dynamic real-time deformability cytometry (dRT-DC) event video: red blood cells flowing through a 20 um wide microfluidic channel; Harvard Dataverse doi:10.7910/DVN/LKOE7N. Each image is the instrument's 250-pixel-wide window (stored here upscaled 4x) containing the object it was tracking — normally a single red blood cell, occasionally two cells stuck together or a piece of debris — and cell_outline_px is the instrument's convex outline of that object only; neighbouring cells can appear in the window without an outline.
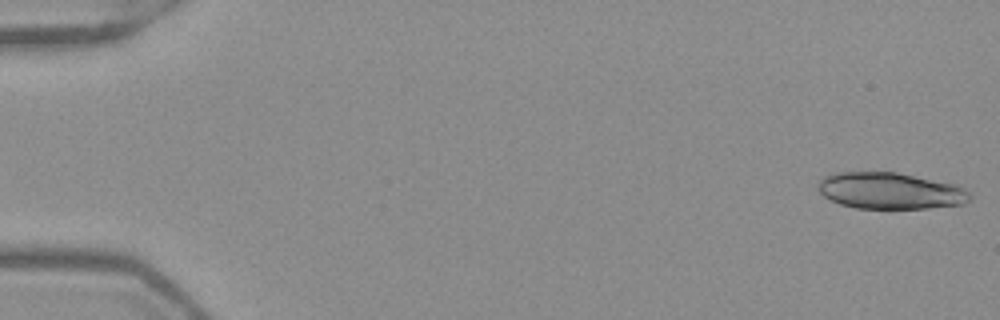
{"species": "Egyptian fruit bat (a non-hibernating species)", "species_latin": "Rousettus aegyptiacus", "temperature_condition": "warm", "stored_images_in_passage": 19, "camera_frame_rate_fps": 3000, "um_per_image_px": 0.085, "frame": {"image": 1, "passage_image": 1, "time_ms": 0.0, "image_size_px": [1000, 320], "cell_outline_px": [[972, 200], [964, 204], [928, 208], [856, 208], [840, 204], [824, 196], [816, 188], [816, 184], [824, 176], [836, 172], [896, 172], [956, 184], [964, 188], [972, 196]], "centroid_in_image_um": [75.68, 16.21], "position_along_channel_um": 9.3, "area_um2": 32.43}}
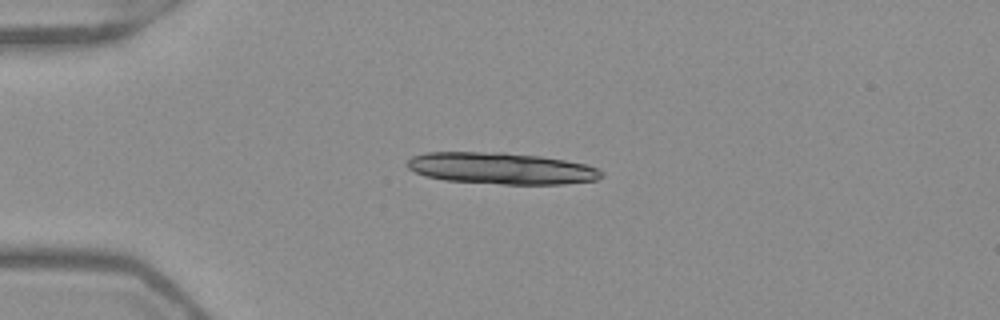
{"frame": {"image": 2, "passage_image": 13, "time_ms": 4.0, "image_size_px": [1000, 320], "cell_outline_px": [[604, 176], [596, 180], [564, 184], [500, 184], [444, 180], [424, 176], [408, 168], [404, 164], [412, 156], [424, 152], [504, 152], [540, 156], [588, 164], [604, 172]], "centroid_in_image_um": [42.6, 14.31], "position_along_channel_um": 42.4, "area_um2": 36.07}}